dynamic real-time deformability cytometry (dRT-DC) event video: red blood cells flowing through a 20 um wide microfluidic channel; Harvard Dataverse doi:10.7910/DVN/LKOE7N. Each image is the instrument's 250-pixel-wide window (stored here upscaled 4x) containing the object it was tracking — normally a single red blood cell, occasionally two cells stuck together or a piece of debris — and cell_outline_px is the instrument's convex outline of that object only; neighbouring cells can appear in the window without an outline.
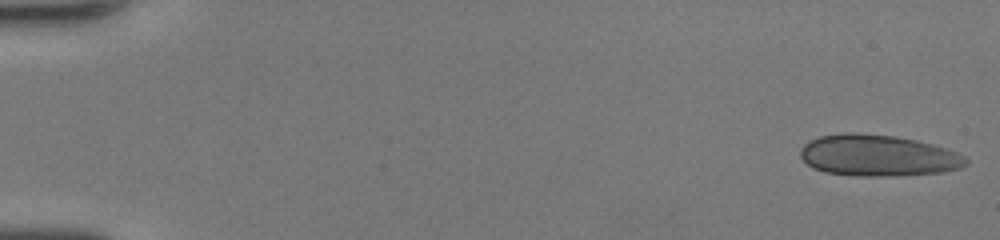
{"species": "human", "species_latin": "Homo sapiens", "temperature_condition": "room temperature", "stored_images_in_passage": 47, "camera_frame_rate_fps": 3000, "um_per_image_px": 0.085, "donor": {"sex": "female"}, "frame": {"image": 1, "passage_image": 1, "time_ms": 0.0, "image_size_px": [1000, 240], "cell_outline_px": [[968, 164], [960, 168], [944, 172], [896, 176], [856, 176], [824, 172], [812, 168], [800, 156], [800, 148], [808, 140], [820, 136], [844, 132], [856, 132], [896, 136], [916, 140], [948, 148], [964, 156], [968, 160]], "centroid_in_image_um": [74.62, 13.22], "position_along_channel_um": 10.4, "area_um2": 40.4}}
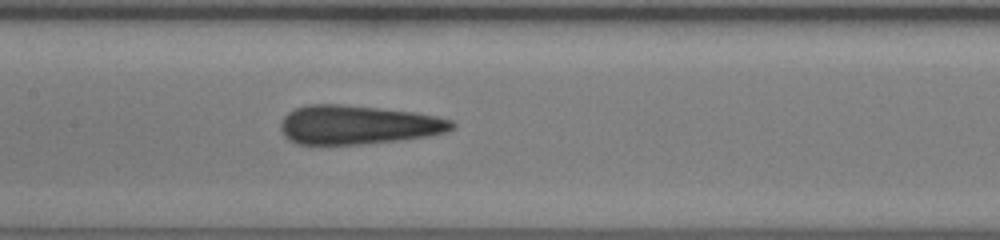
{"frame": {"image": 2, "passage_image": 24, "time_ms": 7.667, "image_size_px": [1000, 240], "cell_outline_px": [[456, 128], [448, 132], [428, 136], [400, 140], [364, 144], [296, 144], [288, 140], [284, 136], [280, 128], [280, 124], [284, 116], [288, 112], [296, 108], [308, 104], [340, 104], [380, 108], [416, 112], [436, 116], [452, 120], [456, 124]], "centroid_in_image_um": [30.44, 10.61], "position_along_channel_um": 177.0, "area_um2": 39.25}}
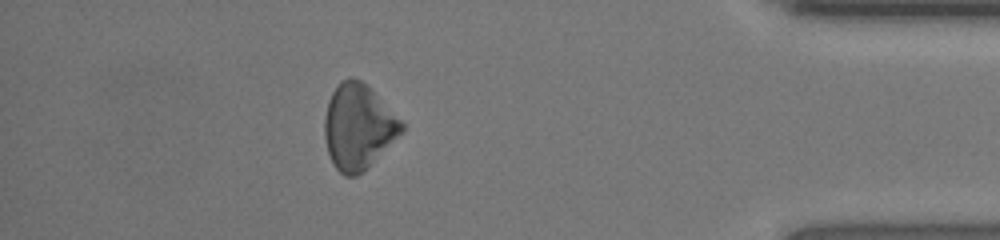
{"frame": {"image": 3, "passage_image": 42, "time_ms": 13.667, "image_size_px": [1000, 240], "cell_outline_px": [[404, 132], [356, 176], [344, 176], [336, 168], [328, 152], [324, 136], [324, 120], [328, 104], [332, 92], [340, 80], [348, 76], [352, 76], [360, 80], [404, 124]], "centroid_in_image_um": [30.42, 10.77], "position_along_channel_um": 404.8, "area_um2": 37.34}, "authors_computed_cell_mechanics": {"area_um2": 38.3792, "velocity_mm_per_s": 4.4514, "shape_relaxation_time_tau1_ms": 10.1193, "shape_relaxation_time_tau2_ms": 1.6701, "deformation_change_tau1": 0.1981, "deformation_change_tau2": 0.0692}}